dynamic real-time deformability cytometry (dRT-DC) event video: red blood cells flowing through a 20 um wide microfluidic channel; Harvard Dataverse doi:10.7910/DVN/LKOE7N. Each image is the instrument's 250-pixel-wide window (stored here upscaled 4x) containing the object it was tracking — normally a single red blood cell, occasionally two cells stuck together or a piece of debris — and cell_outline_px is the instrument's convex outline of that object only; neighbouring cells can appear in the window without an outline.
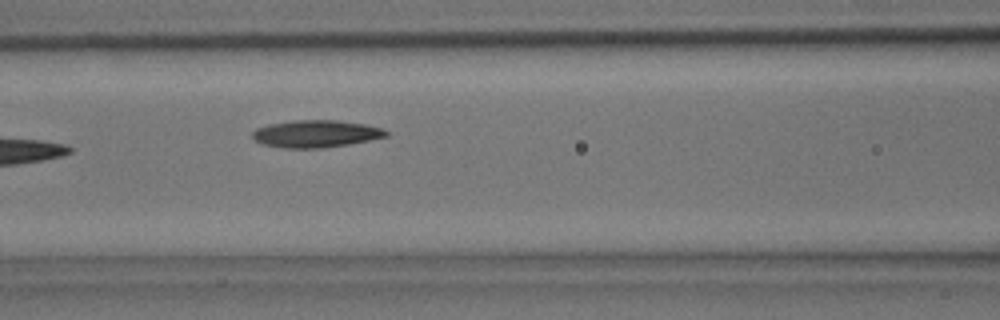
{"species": "common noctule bat (a hibernating species)", "species_latin": "Nyctalus noctula", "temperature_condition": "room temperature", "stored_images_in_passage": 5, "camera_frame_rate_fps": 3000, "um_per_image_px": 0.085, "animal": {"sex": "male", "body_mass_g": 15.6}, "frame": {"image": 1, "passage_image": 5, "time_ms": 1.333, "image_size_px": [1000, 320], "cell_outline_px": [[388, 136], [348, 144], [324, 148], [284, 148], [264, 144], [256, 140], [252, 136], [252, 132], [256, 128], [268, 124], [292, 120], [336, 120], [364, 124], [380, 128], [388, 132]], "centroid_in_image_um": [26.82, 11.36], "position_along_channel_um": 139.8, "area_um2": 21.1}}